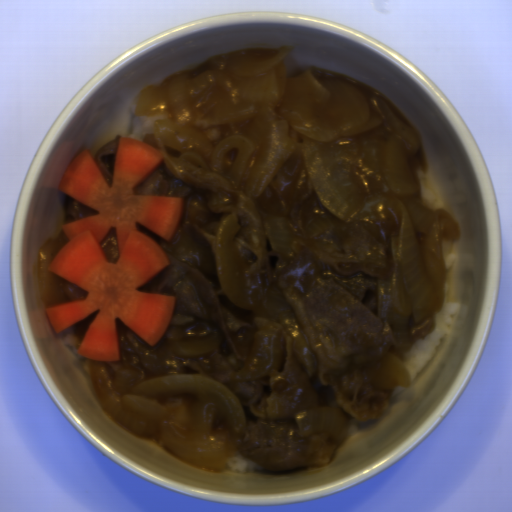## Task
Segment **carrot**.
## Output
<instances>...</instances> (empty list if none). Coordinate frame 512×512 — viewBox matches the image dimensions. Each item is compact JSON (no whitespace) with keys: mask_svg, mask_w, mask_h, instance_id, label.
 I'll return each instance as SVG.
<instances>
[{"mask_svg":"<svg viewBox=\"0 0 512 512\" xmlns=\"http://www.w3.org/2000/svg\"><path fill=\"white\" fill-rule=\"evenodd\" d=\"M164 159L163 152L148 142L121 137L111 187L89 148L60 178L59 191L98 213L63 223L68 241L48 267L85 290L86 297L53 302L46 309L57 334L99 311L77 351L87 359L120 361L117 318L151 347L163 338L172 319L177 297L138 289L170 263L159 244L136 224L171 242L184 211V198L134 192ZM111 227L119 246L114 264L108 263L99 244Z\"/></svg>","mask_w":512,"mask_h":512,"instance_id":"obj_1","label":"carrot"}]
</instances>
